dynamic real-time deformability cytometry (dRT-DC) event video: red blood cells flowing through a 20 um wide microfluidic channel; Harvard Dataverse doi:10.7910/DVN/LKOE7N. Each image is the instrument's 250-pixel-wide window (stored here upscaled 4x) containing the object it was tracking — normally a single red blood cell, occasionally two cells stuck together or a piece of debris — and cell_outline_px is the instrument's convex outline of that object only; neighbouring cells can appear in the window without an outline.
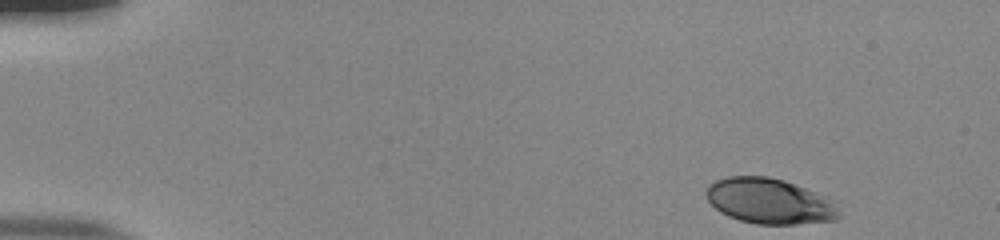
{"species": "human", "species_latin": "Homo sapiens", "temperature_condition": "room temperature", "stored_images_in_passage": 49, "camera_frame_rate_fps": 3000, "um_per_image_px": 0.085, "donor": {"sex": "male"}, "frame": {"image": 1, "passage_image": 1, "time_ms": 0.0, "image_size_px": [1000, 240], "cell_outline_px": [[840, 216], [836, 220], [796, 224], [756, 224], [740, 220], [728, 216], [720, 212], [708, 200], [704, 192], [708, 184], [716, 180], [728, 176], [768, 176], [784, 180], [828, 196], [840, 212]], "centroid_in_image_um": [65.4, 17.09], "position_along_channel_um": 19.6, "area_um2": 35.37}}
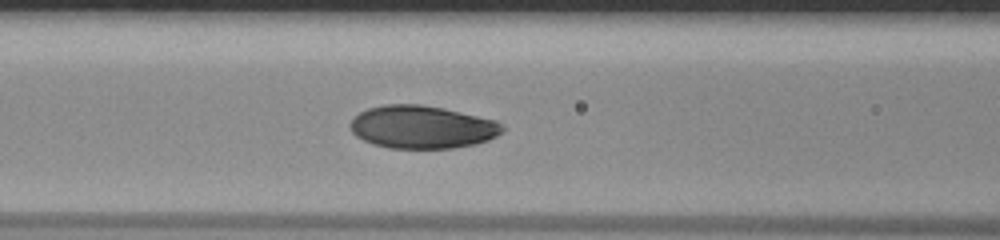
{"frame": {"image": 2, "passage_image": 19, "time_ms": 6.0, "image_size_px": [1000, 240], "cell_outline_px": [[504, 132], [488, 140], [476, 144], [452, 148], [388, 148], [372, 144], [356, 136], [352, 132], [348, 124], [360, 112], [368, 108], [384, 104], [420, 104], [444, 108], [496, 120], [504, 124]], "centroid_in_image_um": [35.89, 10.8], "position_along_channel_um": 130.7, "area_um2": 38.26}}
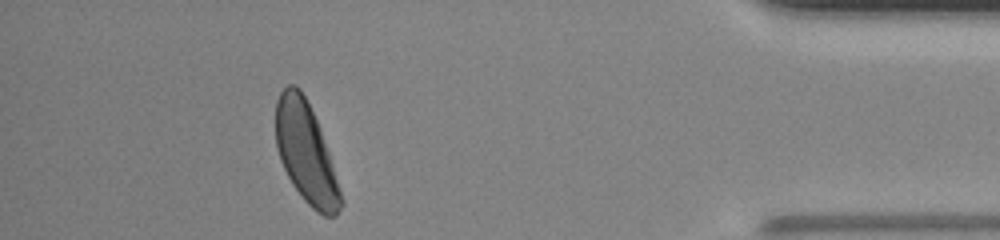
{"frame": {"image": 3, "passage_image": 44, "time_ms": 14.333, "image_size_px": [1000, 240], "cell_outline_px": [[344, 204], [336, 216], [324, 216], [316, 212], [304, 200], [292, 184], [280, 160], [276, 148], [276, 100], [280, 92], [288, 84], [296, 84], [300, 88], [320, 128], [344, 200]], "centroid_in_image_um": [26.0, 13.02], "position_along_channel_um": 409.2, "area_um2": 37.86}, "authors_computed_cell_mechanics": {"area_um2": 37.859, "velocity_mm_per_s": 3.8746, "shape_relaxation_time_tau1_ms": 3.2769, "shape_relaxation_time_tau2_ms": null, "deformation_change_tau1": 0.1644, "deformation_change_tau2": null}}